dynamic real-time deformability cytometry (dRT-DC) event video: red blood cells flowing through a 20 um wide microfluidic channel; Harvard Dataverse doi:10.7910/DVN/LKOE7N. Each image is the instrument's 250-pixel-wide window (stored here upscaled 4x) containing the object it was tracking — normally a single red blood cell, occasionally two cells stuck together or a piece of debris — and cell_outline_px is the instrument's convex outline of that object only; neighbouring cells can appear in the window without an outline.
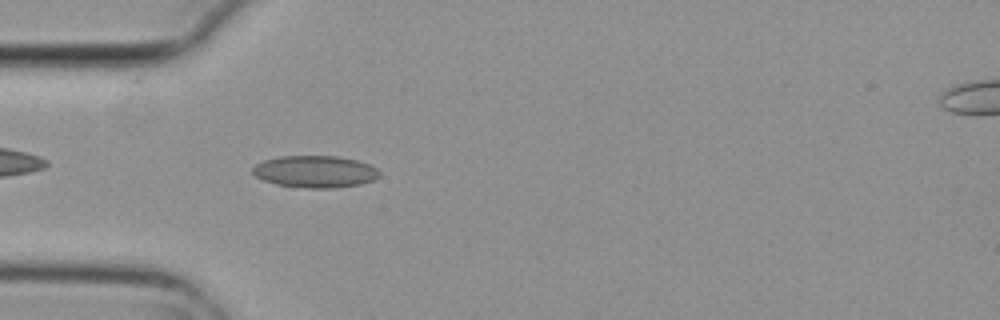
{"species": "common noctule bat (a hibernating species)", "species_latin": "Nyctalus noctula", "temperature_condition": "cold", "stored_images_in_passage": 4, "camera_frame_rate_fps": 3000, "um_per_image_px": 0.085, "animal": {"sex": "female", "body_mass_g": 29.2, "forearm_length_mm": 56.3}, "frame": {"image": 1, "passage_image": 4, "time_ms": 1.0, "image_size_px": [1000, 320], "cell_outline_px": [[380, 176], [372, 180], [360, 184], [336, 188], [308, 188], [276, 184], [264, 180], [256, 176], [252, 172], [252, 168], [256, 164], [264, 160], [280, 156], [336, 156], [356, 160], [372, 164], [380, 172]], "centroid_in_image_um": [26.8, 14.58], "position_along_channel_um": 58.2, "area_um2": 23.64}}